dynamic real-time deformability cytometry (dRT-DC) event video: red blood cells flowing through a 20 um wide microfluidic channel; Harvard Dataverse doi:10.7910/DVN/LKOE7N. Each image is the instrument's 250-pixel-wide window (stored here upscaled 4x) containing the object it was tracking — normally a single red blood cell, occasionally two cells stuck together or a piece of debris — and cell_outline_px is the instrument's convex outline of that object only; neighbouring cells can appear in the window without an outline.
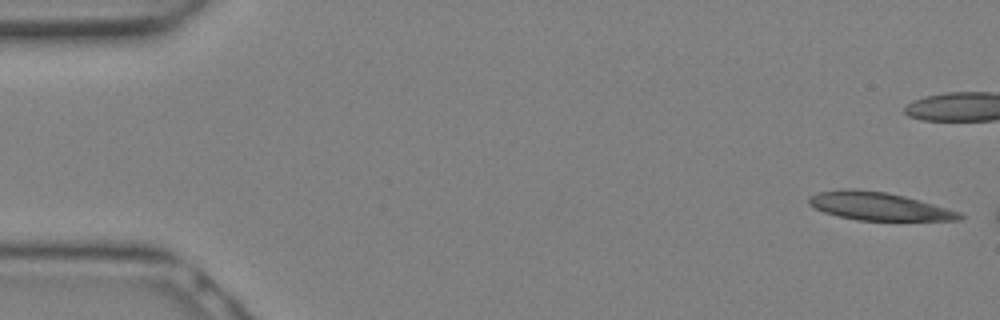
{"species": "Egyptian fruit bat (a non-hibernating species)", "species_latin": "Rousettus aegyptiacus", "temperature_condition": "warm", "stored_images_in_passage": 18, "camera_frame_rate_fps": 3000, "um_per_image_px": 0.085, "animal": {"sex": "female"}, "frame": {"image": 1, "passage_image": 1, "time_ms": 0.0, "image_size_px": [1000, 320], "cell_outline_px": [[964, 216], [960, 220], [856, 220], [824, 212], [808, 204], [808, 196], [816, 192], [884, 192], [904, 196], [960, 212]], "centroid_in_image_um": [74.74, 17.58], "position_along_channel_um": 10.3, "area_um2": 23.29}}
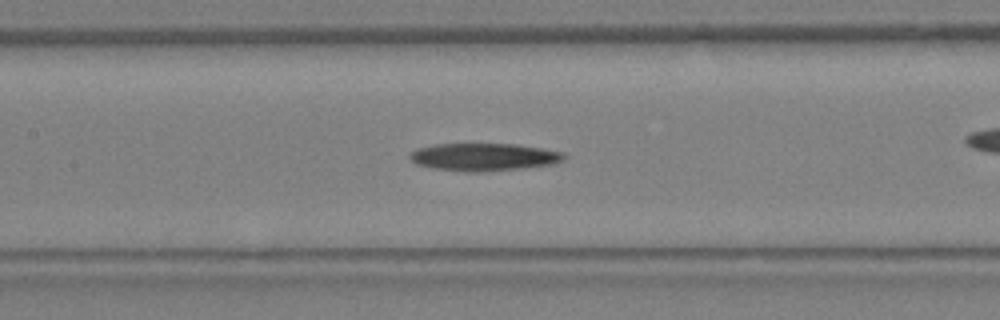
{"frame": {"image": 2, "passage_image": 13, "time_ms": 4.0, "image_size_px": [1000, 320], "cell_outline_px": [[564, 160], [552, 164], [516, 168], [432, 168], [416, 164], [408, 156], [416, 148], [432, 144], [516, 144], [544, 148], [564, 152]], "centroid_in_image_um": [41.14, 13.27], "position_along_channel_um": 166.3, "area_um2": 23.35}}
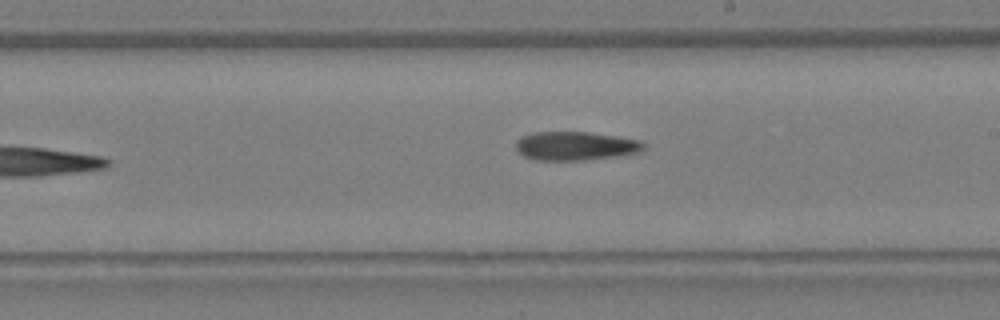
{"frame": {"image": 3, "passage_image": 18, "time_ms": 5.667, "image_size_px": [1000, 320], "cell_outline_px": [[644, 148], [640, 152], [624, 156], [580, 160], [540, 160], [524, 156], [516, 148], [516, 140], [524, 136], [536, 132], [588, 132], [616, 136], [640, 140], [644, 144]], "centroid_in_image_um": [48.97, 12.41], "position_along_channel_um": 240.0, "area_um2": 21.33}}